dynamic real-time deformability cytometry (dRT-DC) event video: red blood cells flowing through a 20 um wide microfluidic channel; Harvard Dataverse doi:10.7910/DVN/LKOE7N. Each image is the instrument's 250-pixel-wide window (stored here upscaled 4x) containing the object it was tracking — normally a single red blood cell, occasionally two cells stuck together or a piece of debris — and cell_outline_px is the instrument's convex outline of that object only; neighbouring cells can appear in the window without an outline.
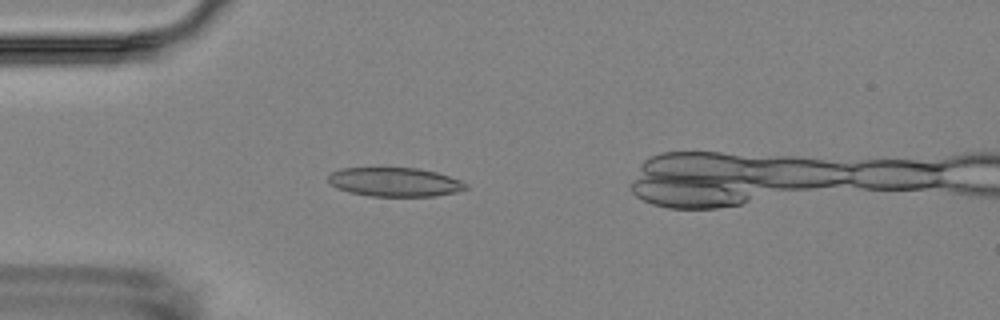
{"species": "Egyptian fruit bat (a non-hibernating species)", "species_latin": "Rousettus aegyptiacus", "temperature_condition": "room temperature", "stored_images_in_passage": 6, "camera_frame_rate_fps": 3000, "um_per_image_px": 0.085, "animal": {"sex": "female"}, "frame": {"image": 1, "passage_image": 4, "time_ms": 3.667, "image_size_px": [1000, 320], "cell_outline_px": [[468, 188], [456, 192], [436, 196], [372, 196], [348, 192], [336, 188], [328, 180], [328, 176], [332, 172], [340, 168], [416, 168], [436, 172], [460, 180], [468, 184]], "centroid_in_image_um": [33.56, 15.47], "position_along_channel_um": 51.4, "area_um2": 23.18}}